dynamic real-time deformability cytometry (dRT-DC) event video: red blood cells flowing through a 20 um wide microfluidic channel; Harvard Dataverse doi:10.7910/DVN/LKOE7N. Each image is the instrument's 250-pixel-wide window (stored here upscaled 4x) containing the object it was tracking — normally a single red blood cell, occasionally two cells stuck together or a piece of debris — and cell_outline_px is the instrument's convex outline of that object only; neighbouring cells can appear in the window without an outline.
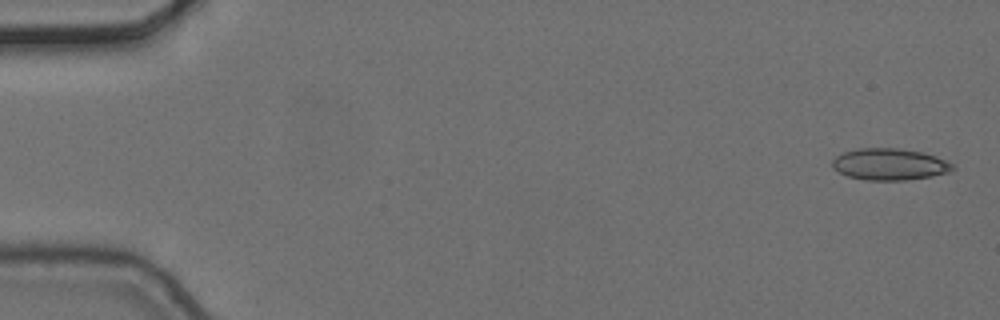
{"species": "common noctule bat (a hibernating species)", "species_latin": "Nyctalus noctula", "temperature_condition": "cold", "stored_images_in_passage": 6, "camera_frame_rate_fps": 3000, "um_per_image_px": 0.085, "animal": {"sex": "female", "body_mass_g": 24.6, "forearm_length_mm": 56.2}, "frame": {"image": 1, "passage_image": 1, "time_ms": 0.0, "image_size_px": [1000, 320], "cell_outline_px": [[956, 168], [948, 172], [932, 176], [904, 180], [864, 180], [848, 176], [832, 168], [832, 160], [836, 156], [844, 152], [856, 148], [900, 148], [924, 152], [936, 156], [952, 164]], "centroid_in_image_um": [75.6, 13.95], "position_along_channel_um": 9.4, "area_um2": 22.25}}
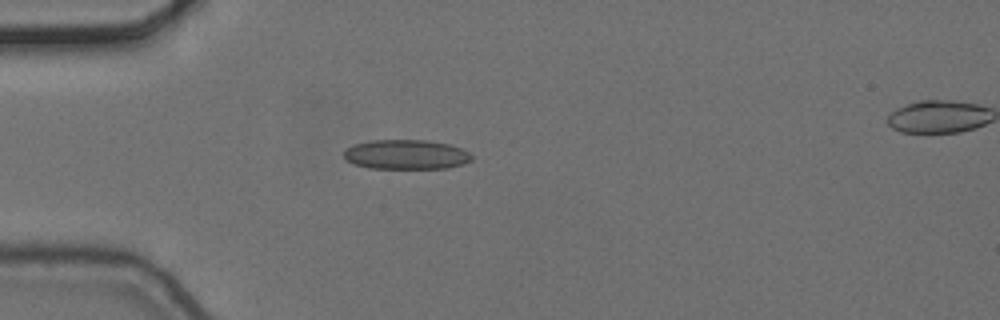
{"frame": {"image": 2, "passage_image": 5, "time_ms": 1.333, "image_size_px": [1000, 320], "cell_outline_px": [[472, 160], [448, 168], [368, 168], [356, 164], [348, 160], [344, 156], [344, 152], [348, 148], [356, 144], [372, 140], [424, 140], [448, 144], [460, 148], [468, 152], [472, 156]], "centroid_in_image_um": [34.53, 13.13], "position_along_channel_um": 50.5, "area_um2": 21.68}}